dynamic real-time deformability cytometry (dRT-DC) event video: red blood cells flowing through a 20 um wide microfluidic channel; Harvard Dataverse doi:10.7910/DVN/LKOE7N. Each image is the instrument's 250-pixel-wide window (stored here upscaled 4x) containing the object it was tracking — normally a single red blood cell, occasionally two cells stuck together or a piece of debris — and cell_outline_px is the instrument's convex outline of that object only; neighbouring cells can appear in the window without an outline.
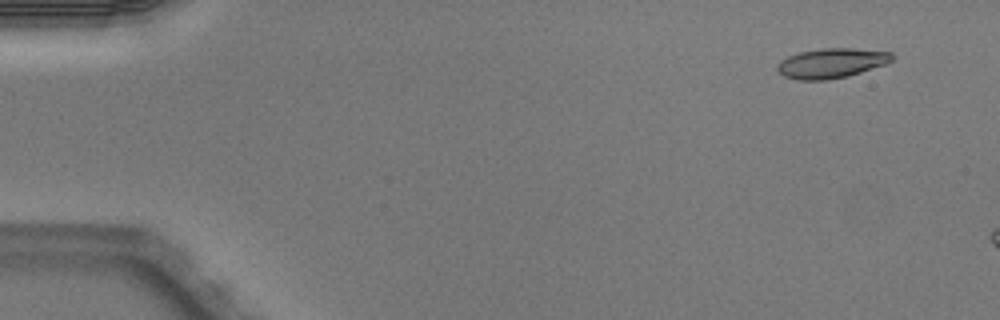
{"species": "Egyptian fruit bat (a non-hibernating species)", "species_latin": "Rousettus aegyptiacus", "temperature_condition": "warm", "stored_images_in_passage": 3, "camera_frame_rate_fps": 3000, "um_per_image_px": 0.085, "animal": {"sex": "male"}, "frame": {"image": 1, "passage_image": 1, "time_ms": 0.0, "image_size_px": [1000, 320], "cell_outline_px": [[892, 60], [884, 64], [848, 76], [828, 80], [796, 80], [784, 76], [776, 68], [776, 64], [780, 60], [788, 56], [800, 52], [820, 48], [852, 48], [892, 52]], "centroid_in_image_um": [70.62, 5.37], "position_along_channel_um": 14.4, "area_um2": 19.88}}